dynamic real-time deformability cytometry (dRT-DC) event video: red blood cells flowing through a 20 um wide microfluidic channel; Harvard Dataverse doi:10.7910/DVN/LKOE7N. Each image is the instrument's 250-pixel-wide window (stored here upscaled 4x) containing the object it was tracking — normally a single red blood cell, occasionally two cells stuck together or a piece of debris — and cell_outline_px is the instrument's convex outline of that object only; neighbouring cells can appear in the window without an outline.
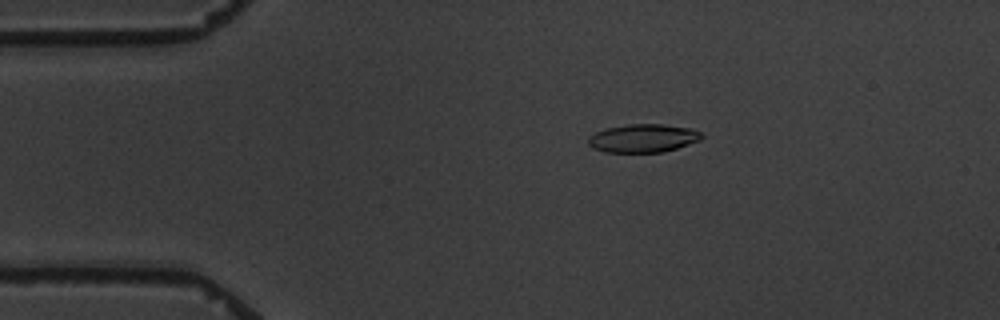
{"species": "common noctule bat (a hibernating species)", "species_latin": "Nyctalus noctula", "temperature_condition": "warm", "stored_images_in_passage": 8, "camera_frame_rate_fps": 3000, "um_per_image_px": 0.085, "animal": {"sex": "male", "body_mass_g": 19.5, "forearm_length_mm": 54.6}, "frame": {"image": 1, "passage_image": 2, "time_ms": 1.0, "image_size_px": [1000, 320], "cell_outline_px": [[704, 136], [700, 140], [664, 152], [604, 152], [592, 148], [588, 144], [588, 136], [604, 128], [628, 124], [664, 124], [692, 128], [700, 132]], "centroid_in_image_um": [54.64, 11.74], "position_along_channel_um": 30.4, "area_um2": 18.84}}
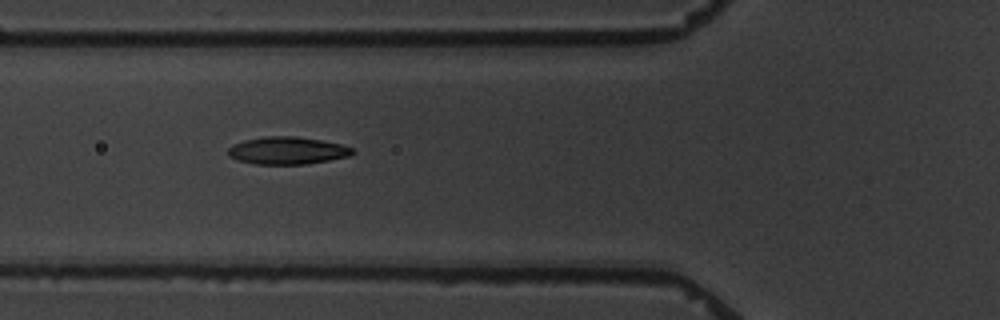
{"frame": {"image": 2, "passage_image": 5, "time_ms": 4.333, "image_size_px": [1000, 320], "cell_outline_px": [[356, 152], [348, 156], [308, 164], [256, 164], [236, 160], [228, 156], [228, 148], [232, 144], [244, 140], [264, 136], [296, 136], [320, 140], [340, 144], [352, 148]], "centroid_in_image_um": [24.38, 12.8], "position_along_channel_um": 101.4, "area_um2": 19.94}}
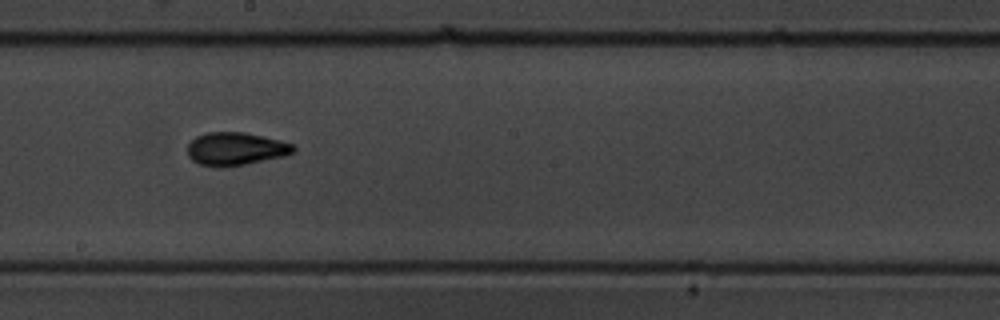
{"frame": {"image": 3, "passage_image": 8, "time_ms": 8.0, "image_size_px": [1000, 320], "cell_outline_px": [[296, 148], [292, 152], [284, 156], [244, 164], [216, 168], [200, 164], [192, 160], [188, 156], [188, 144], [196, 136], [208, 132], [244, 132], [280, 140], [292, 144]], "centroid_in_image_um": [20.0, 12.65], "position_along_channel_um": 228.2, "area_um2": 20.23}}